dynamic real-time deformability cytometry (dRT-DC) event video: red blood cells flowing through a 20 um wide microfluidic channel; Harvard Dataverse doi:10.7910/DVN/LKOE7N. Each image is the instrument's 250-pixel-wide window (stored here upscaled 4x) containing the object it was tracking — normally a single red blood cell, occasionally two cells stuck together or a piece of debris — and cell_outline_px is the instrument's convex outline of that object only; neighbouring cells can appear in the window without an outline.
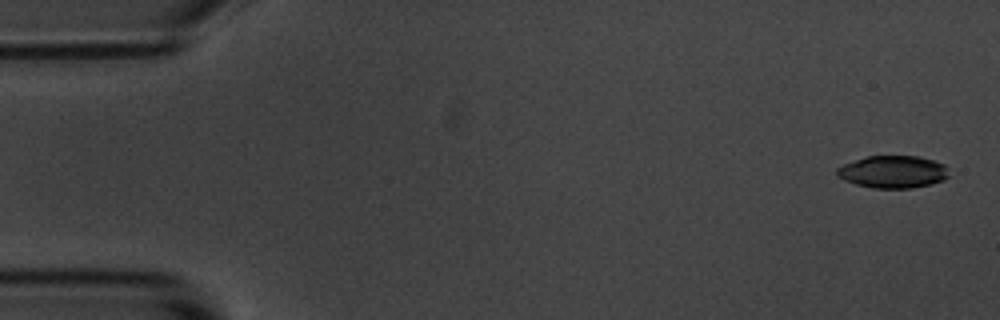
{"species": "common noctule bat (a hibernating species)", "species_latin": "Nyctalus noctula", "temperature_condition": "room temperature", "stored_images_in_passage": 5, "camera_frame_rate_fps": 3000, "um_per_image_px": 0.085, "animal": {"sex": "male", "body_mass_g": 20.1, "forearm_length_mm": 53.5}, "frame": {"image": 1, "passage_image": 1, "time_ms": 0.0, "image_size_px": [1000, 320], "cell_outline_px": [[948, 176], [944, 180], [932, 184], [912, 188], [872, 188], [856, 184], [844, 180], [836, 176], [836, 168], [844, 164], [868, 156], [920, 156], [944, 164], [948, 168]], "centroid_in_image_um": [75.91, 14.61], "position_along_channel_um": 9.1, "area_um2": 21.21}}
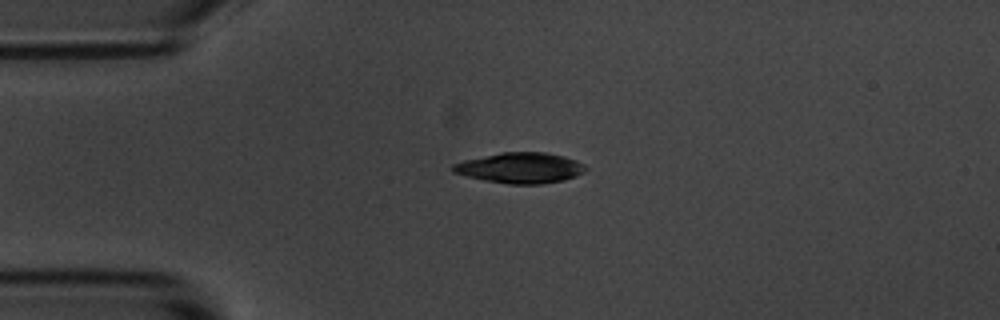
{"frame": {"image": 2, "passage_image": 4, "time_ms": 3.667, "image_size_px": [1000, 320], "cell_outline_px": [[588, 168], [584, 172], [576, 176], [564, 180], [540, 184], [508, 184], [484, 180], [452, 172], [452, 164], [464, 160], [500, 152], [544, 152], [564, 156], [576, 160], [584, 164]], "centroid_in_image_um": [44.24, 14.27], "position_along_channel_um": 40.8, "area_um2": 23.7}}